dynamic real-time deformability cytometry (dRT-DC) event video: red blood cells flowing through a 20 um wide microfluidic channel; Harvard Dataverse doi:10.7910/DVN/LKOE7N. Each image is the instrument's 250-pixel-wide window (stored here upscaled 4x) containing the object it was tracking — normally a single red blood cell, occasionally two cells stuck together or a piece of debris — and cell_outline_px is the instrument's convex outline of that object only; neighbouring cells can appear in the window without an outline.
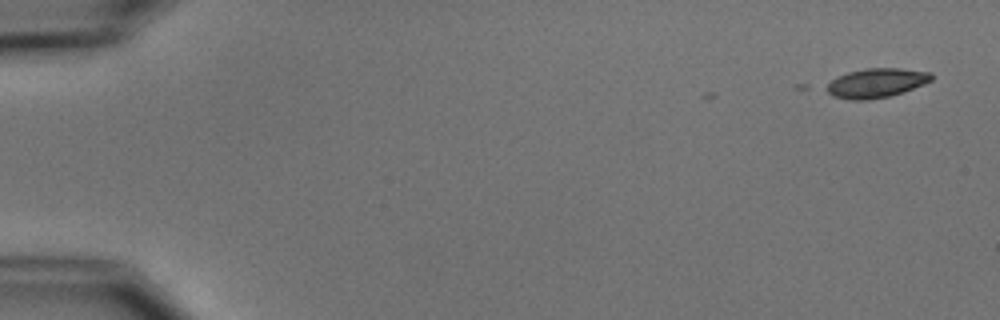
{"species": "common noctule bat (a hibernating species)", "species_latin": "Nyctalus noctula", "temperature_condition": "cold", "stored_images_in_passage": 2, "camera_frame_rate_fps": 3000, "um_per_image_px": 0.085, "animal": {"sex": "male", "body_mass_g": 15.6}, "frame": {"image": 1, "passage_image": 2, "time_ms": 1.333, "image_size_px": [1000, 320], "cell_outline_px": [[932, 80], [904, 92], [888, 96], [868, 100], [852, 100], [832, 96], [820, 88], [824, 84], [836, 76], [848, 72], [868, 68], [900, 68], [932, 72]], "centroid_in_image_um": [74.39, 7.06], "position_along_channel_um": 10.6, "area_um2": 18.26}}